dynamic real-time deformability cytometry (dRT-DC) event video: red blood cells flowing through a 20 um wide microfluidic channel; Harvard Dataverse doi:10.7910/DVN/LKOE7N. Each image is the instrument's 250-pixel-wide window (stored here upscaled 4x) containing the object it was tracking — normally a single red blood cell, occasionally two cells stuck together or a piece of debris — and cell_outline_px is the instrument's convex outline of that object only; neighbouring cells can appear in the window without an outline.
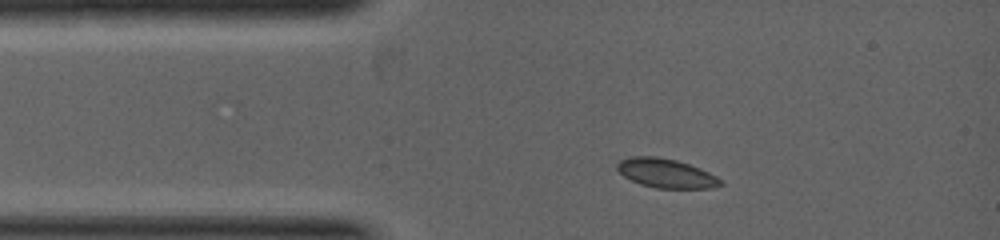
{"species": "common noctule bat (a hibernating species)", "species_latin": "Nyctalus noctula", "temperature_condition": "warm", "stored_images_in_passage": 4, "camera_frame_rate_fps": 5000, "um_per_image_px": 0.085, "animal": {"sex": "female", "body_mass_g": 19.0, "forearm_length_mm": 53.3}, "frame": {"image": 1, "passage_image": 1, "time_ms": 0.0, "image_size_px": [1000, 240], "cell_outline_px": [[724, 184], [712, 188], [656, 188], [640, 184], [624, 176], [616, 168], [616, 164], [620, 160], [628, 156], [656, 156], [676, 160], [700, 168], [724, 180]], "centroid_in_image_um": [56.62, 14.72], "position_along_channel_um": 28.4, "area_um2": 17.63}}
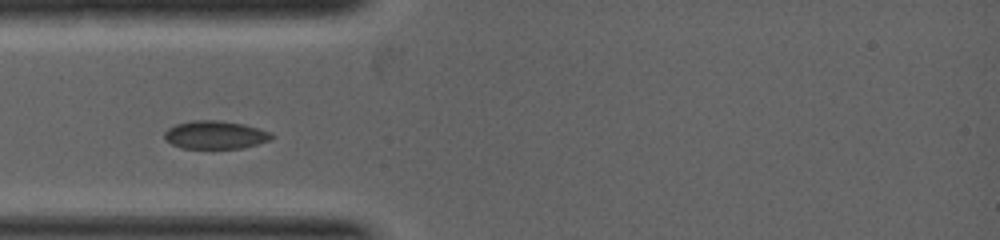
{"frame": {"image": 2, "passage_image": 3, "time_ms": 0.8, "image_size_px": [1000, 240], "cell_outline_px": [[276, 136], [272, 140], [240, 148], [180, 148], [164, 140], [164, 132], [168, 128], [176, 124], [192, 120], [216, 120], [244, 124], [272, 132]], "centroid_in_image_um": [18.31, 11.46], "position_along_channel_um": 66.7, "area_um2": 17.69}}
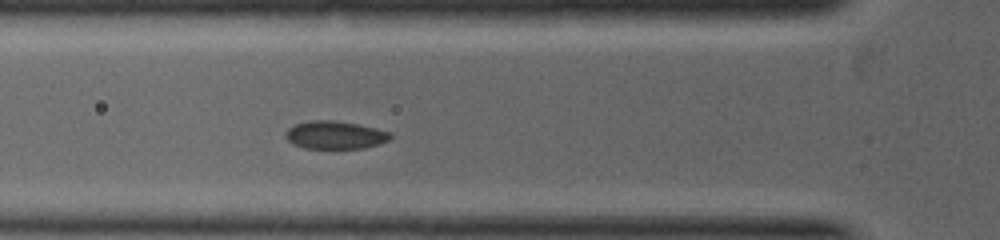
{"frame": {"image": 3, "passage_image": 4, "time_ms": 1.2, "image_size_px": [1000, 240], "cell_outline_px": [[392, 136], [388, 140], [380, 144], [364, 148], [304, 148], [292, 144], [284, 136], [284, 132], [288, 128], [296, 124], [312, 120], [332, 120], [356, 124], [376, 128], [392, 132]], "centroid_in_image_um": [28.47, 11.48], "position_along_channel_um": 97.3, "area_um2": 17.11}}